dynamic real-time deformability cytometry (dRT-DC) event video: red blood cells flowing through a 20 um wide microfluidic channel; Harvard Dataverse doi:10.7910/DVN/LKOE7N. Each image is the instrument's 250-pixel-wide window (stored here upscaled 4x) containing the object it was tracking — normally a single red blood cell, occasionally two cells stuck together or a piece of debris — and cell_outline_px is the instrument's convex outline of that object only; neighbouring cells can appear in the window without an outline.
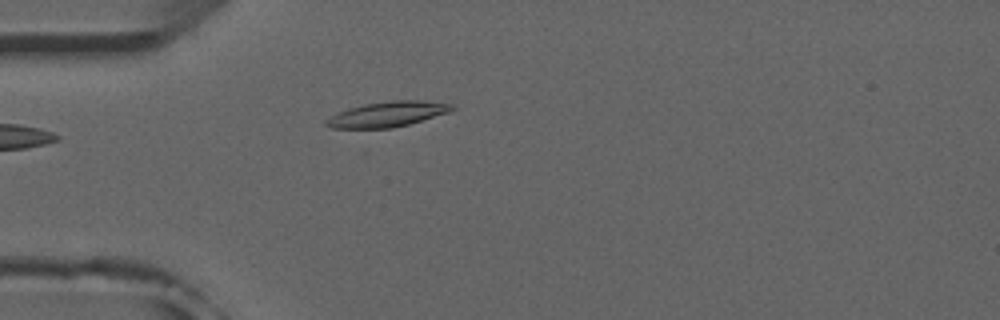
{"species": "common noctule bat (a hibernating species)", "species_latin": "Nyctalus noctula", "temperature_condition": "room temperature", "stored_images_in_passage": 36, "camera_frame_rate_fps": 3000, "um_per_image_px": 0.085, "animal": {"sex": "male", "forearm_length_mm": 52.5}, "frame": {"image": 1, "passage_image": 1, "time_ms": 0.0, "image_size_px": [1000, 320], "cell_outline_px": [[456, 108], [448, 112], [408, 124], [392, 128], [332, 128], [324, 124], [324, 120], [348, 108], [364, 104], [392, 100], [420, 100], [456, 104]], "centroid_in_image_um": [32.95, 9.7], "position_along_channel_um": 52.1, "area_um2": 18.38}}
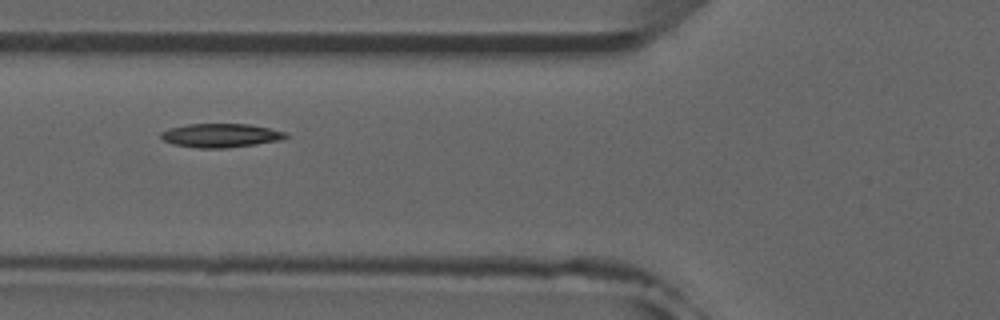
{"frame": {"image": 2, "passage_image": 6, "time_ms": 1.667, "image_size_px": [1000, 320], "cell_outline_px": [[288, 136], [284, 140], [256, 144], [224, 148], [196, 148], [172, 144], [164, 140], [160, 136], [160, 132], [168, 128], [188, 124], [248, 124], [268, 128], [284, 132]], "centroid_in_image_um": [18.73, 11.52], "position_along_channel_um": 107.1, "area_um2": 17.34}}
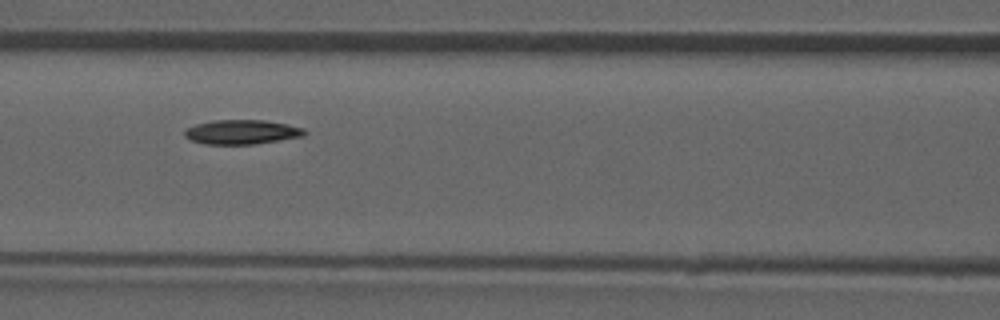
{"frame": {"image": 3, "passage_image": 9, "time_ms": 2.667, "image_size_px": [1000, 320], "cell_outline_px": [[308, 132], [304, 136], [252, 144], [204, 144], [192, 140], [184, 136], [184, 132], [188, 128], [196, 124], [212, 120], [264, 120], [288, 124], [304, 128]], "centroid_in_image_um": [20.57, 11.21], "position_along_channel_um": 146.0, "area_um2": 16.99}}